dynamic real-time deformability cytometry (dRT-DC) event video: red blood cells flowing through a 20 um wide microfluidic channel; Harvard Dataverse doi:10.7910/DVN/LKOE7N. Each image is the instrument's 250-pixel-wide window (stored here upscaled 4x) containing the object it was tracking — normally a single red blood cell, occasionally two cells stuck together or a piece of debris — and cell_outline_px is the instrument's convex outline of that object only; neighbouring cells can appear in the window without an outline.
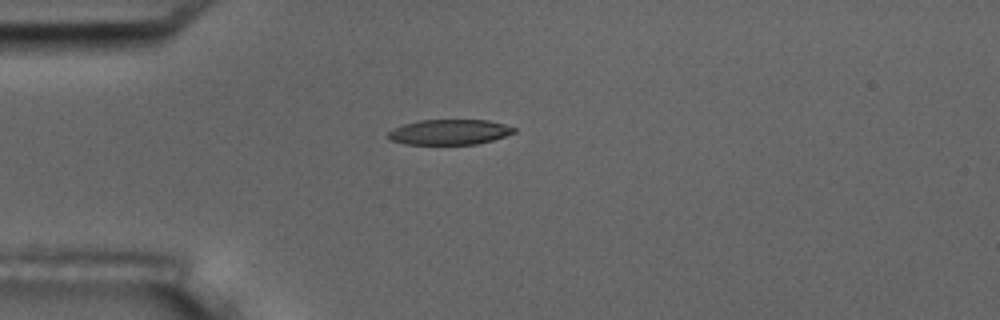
{"species": "common noctule bat (a hibernating species)", "species_latin": "Nyctalus noctula", "temperature_condition": "room temperature", "stored_images_in_passage": 4, "camera_frame_rate_fps": 3000, "um_per_image_px": 0.085, "animal": {"sex": "male", "body_mass_g": 17.5, "forearm_length_mm": 52.3}, "frame": {"image": 1, "passage_image": 4, "time_ms": 3.667, "image_size_px": [1000, 320], "cell_outline_px": [[516, 132], [492, 140], [476, 144], [404, 144], [388, 140], [388, 132], [392, 128], [404, 124], [420, 120], [488, 120], [504, 124], [516, 128]], "centroid_in_image_um": [38.17, 11.22], "position_along_channel_um": 46.8, "area_um2": 18.55}}